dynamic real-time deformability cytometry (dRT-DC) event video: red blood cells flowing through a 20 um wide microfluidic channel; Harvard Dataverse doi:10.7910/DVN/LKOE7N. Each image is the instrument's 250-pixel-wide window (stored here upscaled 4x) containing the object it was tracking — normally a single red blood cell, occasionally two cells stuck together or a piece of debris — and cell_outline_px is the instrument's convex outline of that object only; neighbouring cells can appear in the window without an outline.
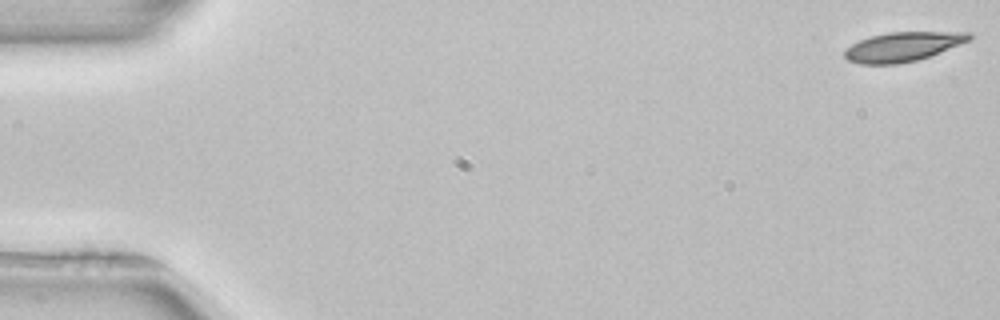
{"species": "common noctule bat (a hibernating species)", "species_latin": "Nyctalus noctula", "temperature_condition": "room temperature", "stored_images_in_passage": 52, "camera_frame_rate_fps": 3000, "um_per_image_px": 0.085, "animal": {"sex": "female", "body_mass_g": 22.7, "forearm_length_mm": 54.2}, "frame": {"image": 1, "passage_image": 1, "time_ms": 0.0, "image_size_px": [1000, 320], "cell_outline_px": [[972, 36], [968, 40], [960, 44], [928, 56], [916, 60], [896, 64], [860, 64], [848, 60], [844, 56], [844, 48], [860, 40], [872, 36], [888, 32], [972, 32]], "centroid_in_image_um": [76.69, 3.97], "position_along_channel_um": 8.3, "area_um2": 21.04}}
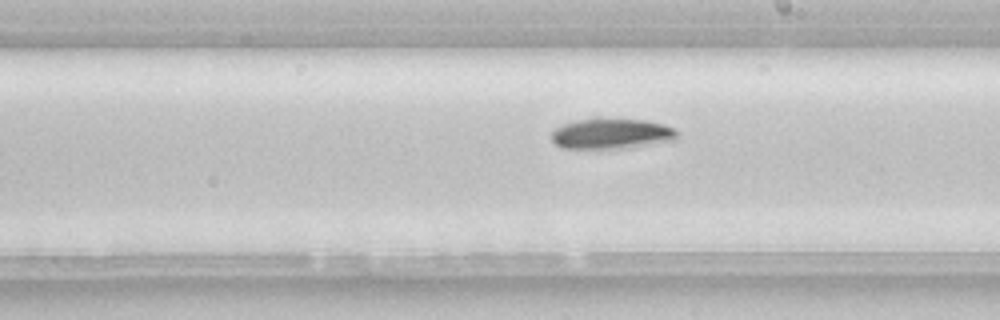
{"frame": {"image": 2, "passage_image": 30, "time_ms": 9.667, "image_size_px": [1000, 320], "cell_outline_px": [[676, 140], [632, 148], [560, 148], [552, 140], [552, 132], [556, 128], [564, 124], [576, 120], [644, 120], [664, 124], [672, 128], [676, 132]], "centroid_in_image_um": [51.99, 11.4], "position_along_channel_um": 237.0, "area_um2": 21.85}}
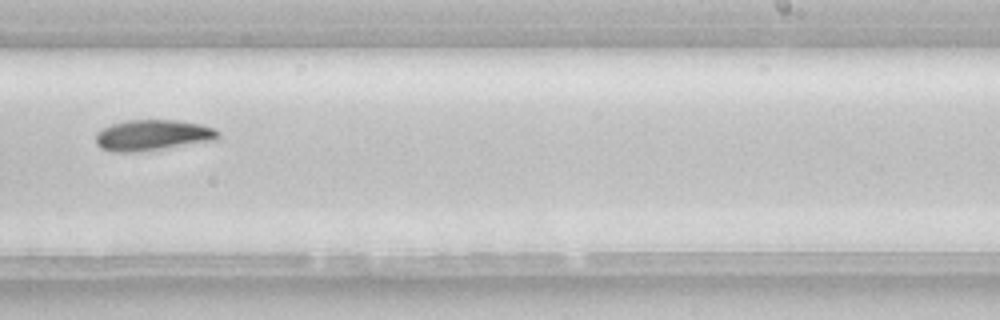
{"frame": {"image": 3, "passage_image": 33, "time_ms": 10.667, "image_size_px": [1000, 320], "cell_outline_px": [[220, 136], [216, 140], [164, 148], [132, 152], [112, 152], [100, 148], [96, 144], [96, 132], [112, 124], [124, 120], [176, 120], [200, 124], [212, 128], [220, 132]], "centroid_in_image_um": [12.95, 11.49], "position_along_channel_um": 276.1, "area_um2": 21.91}, "authors_computed_cell_mechanics": {"area_um2": 21.3282, "velocity_mm_per_s": 3.9194, "shape_relaxation_time_tau1_ms": 4.5508, "shape_relaxation_time_tau2_ms": null, "deformation_change_tau1": 0.1102, "deformation_change_tau2": null}}